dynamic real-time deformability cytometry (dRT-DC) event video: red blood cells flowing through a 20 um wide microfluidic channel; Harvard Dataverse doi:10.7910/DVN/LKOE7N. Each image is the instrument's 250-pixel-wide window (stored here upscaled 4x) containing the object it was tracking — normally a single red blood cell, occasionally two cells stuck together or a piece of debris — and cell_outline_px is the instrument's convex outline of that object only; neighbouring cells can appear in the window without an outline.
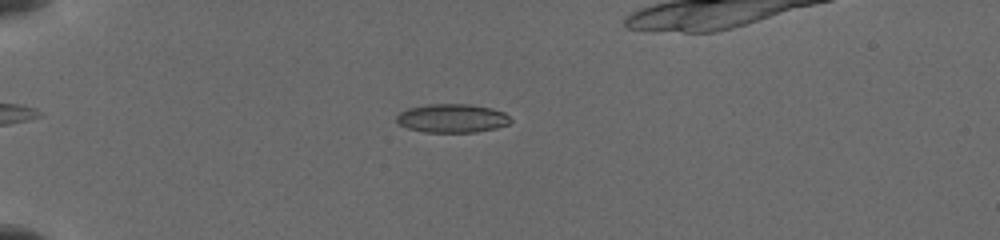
{"species": "common noctule bat (a hibernating species)", "species_latin": "Nyctalus noctula", "temperature_condition": "cold", "stored_images_in_passage": 50, "camera_frame_rate_fps": 3000, "um_per_image_px": 0.085, "animal": {"sex": "female", "body_mass_g": 19.5, "forearm_length_mm": 54.1}, "frame": {"image": 1, "passage_image": 21, "time_ms": 4.667, "image_size_px": [1000, 240], "cell_outline_px": [[512, 120], [508, 124], [496, 128], [476, 132], [424, 132], [408, 128], [400, 124], [396, 120], [396, 116], [400, 112], [408, 108], [428, 104], [468, 104], [492, 108], [504, 112]], "centroid_in_image_um": [38.43, 10.05], "position_along_channel_um": 46.6, "area_um2": 19.02}}
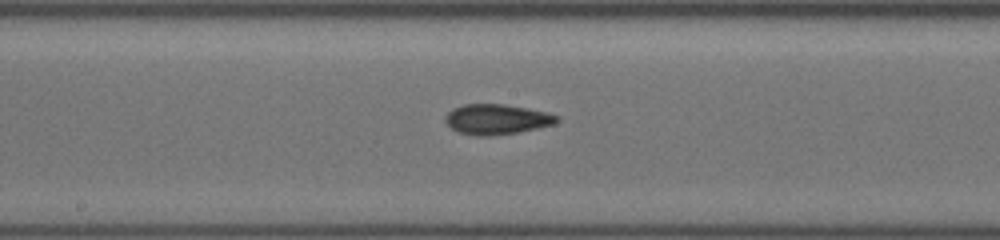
{"frame": {"image": 2, "passage_image": 38, "time_ms": 9.667, "image_size_px": [1000, 240], "cell_outline_px": [[560, 120], [556, 124], [516, 132], [488, 136], [476, 136], [460, 132], [452, 128], [444, 120], [448, 112], [452, 108], [464, 104], [504, 104], [528, 108], [548, 112], [560, 116]], "centroid_in_image_um": [42.26, 10.13], "position_along_channel_um": 205.9, "area_um2": 19.65}}
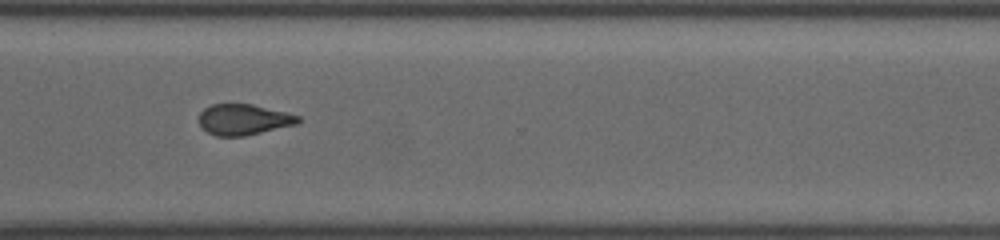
{"frame": {"image": 3, "passage_image": 49, "time_ms": 13.333, "image_size_px": [1000, 240], "cell_outline_px": [[300, 120], [296, 124], [244, 136], [216, 136], [208, 132], [200, 124], [200, 112], [204, 108], [212, 104], [252, 104], [300, 116]], "centroid_in_image_um": [20.69, 10.16], "position_along_channel_um": 349.9, "area_um2": 17.51}}